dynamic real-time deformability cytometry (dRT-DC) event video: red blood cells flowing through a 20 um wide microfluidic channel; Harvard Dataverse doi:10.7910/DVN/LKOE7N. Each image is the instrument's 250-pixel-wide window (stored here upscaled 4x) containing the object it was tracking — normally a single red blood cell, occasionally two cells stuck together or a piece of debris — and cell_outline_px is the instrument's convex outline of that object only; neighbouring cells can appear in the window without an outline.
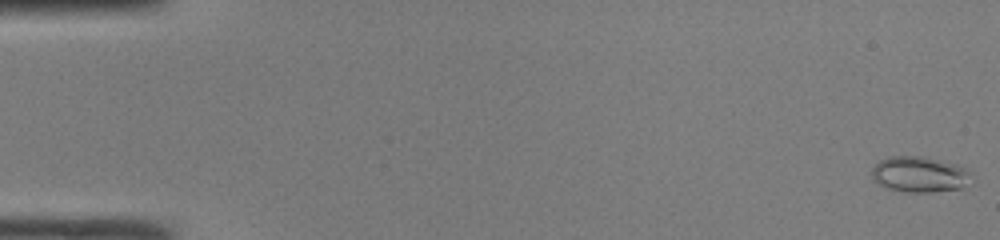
{"species": "common noctule bat (a hibernating species)", "species_latin": "Nyctalus noctula", "temperature_condition": "room temperature", "stored_images_in_passage": 49, "camera_frame_rate_fps": 3000, "um_per_image_px": 0.085, "animal": {"sex": "male", "body_mass_g": 19.0, "forearm_length_mm": 50.8}, "frame": {"image": 1, "passage_image": 1, "time_ms": 0.0, "image_size_px": [1000, 240], "cell_outline_px": [[972, 172], [960, 188], [932, 192], [908, 192], [888, 188], [872, 180], [872, 168], [880, 160], [888, 156], [924, 156], [956, 164]], "centroid_in_image_um": [78.1, 14.8], "position_along_channel_um": 6.9, "area_um2": 20.46}}
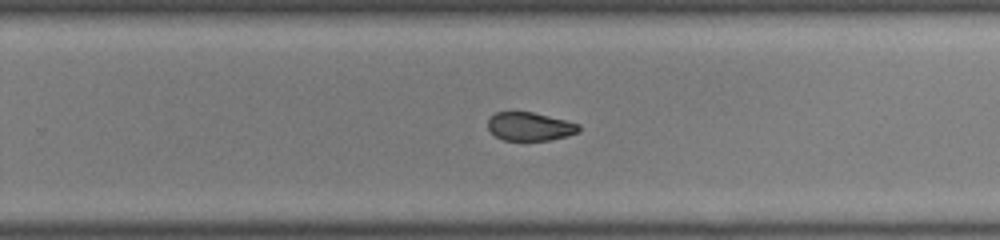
{"frame": {"image": 2, "passage_image": 32, "time_ms": 10.333, "image_size_px": [1000, 240], "cell_outline_px": [[580, 132], [568, 136], [548, 140], [504, 140], [496, 136], [488, 128], [488, 120], [496, 112], [532, 112], [580, 124]], "centroid_in_image_um": [45.06, 10.76], "position_along_channel_um": 284.7, "area_um2": 14.91}}
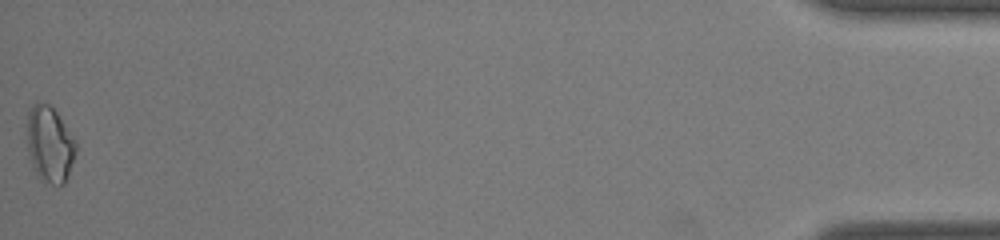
{"frame": {"image": 3, "passage_image": 49, "time_ms": 16.0, "image_size_px": [1000, 240], "cell_outline_px": [[76, 152], [64, 184], [52, 184], [40, 180], [36, 176], [28, 152], [28, 112], [36, 100], [48, 104], [56, 112], [76, 140]], "centroid_in_image_um": [4.22, 12.26], "position_along_channel_um": 431.0, "area_um2": 21.5}, "authors_computed_cell_mechanics": {"area_um2": 17.2244, "velocity_mm_per_s": 4.2365, "shape_relaxation_time_tau1_ms": null, "shape_relaxation_time_tau2_ms": 3.3965, "deformation_change_tau1": null, "deformation_change_tau2": 0.0817}}